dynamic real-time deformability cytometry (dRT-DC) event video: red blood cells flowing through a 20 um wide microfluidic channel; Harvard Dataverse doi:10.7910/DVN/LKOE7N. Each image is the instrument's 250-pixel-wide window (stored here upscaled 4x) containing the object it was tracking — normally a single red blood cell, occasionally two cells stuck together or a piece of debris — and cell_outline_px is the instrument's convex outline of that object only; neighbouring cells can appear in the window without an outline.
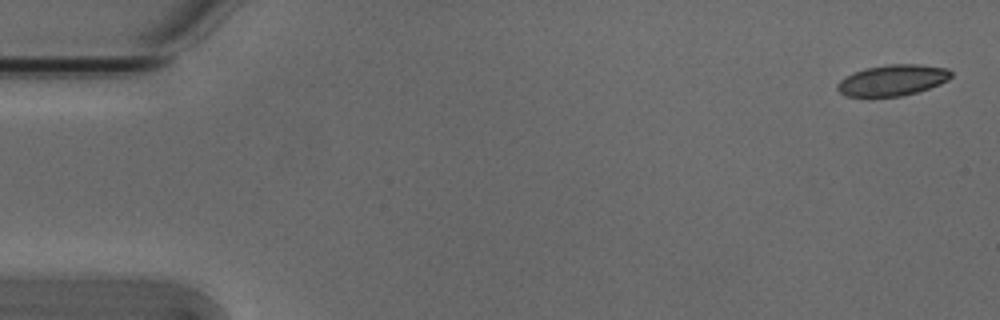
{"species": "Egyptian fruit bat (a non-hibernating species)", "species_latin": "Rousettus aegyptiacus", "temperature_condition": "cold", "stored_images_in_passage": 5, "camera_frame_rate_fps": 3000, "um_per_image_px": 0.085, "animal": {"sex": "male"}, "frame": {"image": 1, "passage_image": 1, "time_ms": 0.0, "image_size_px": [1000, 320], "cell_outline_px": [[952, 76], [948, 80], [940, 84], [916, 92], [900, 96], [872, 100], [844, 96], [836, 88], [836, 84], [840, 80], [864, 68], [888, 64], [920, 64], [948, 68], [952, 72]], "centroid_in_image_um": [75.82, 6.86], "position_along_channel_um": 9.2, "area_um2": 21.27}}
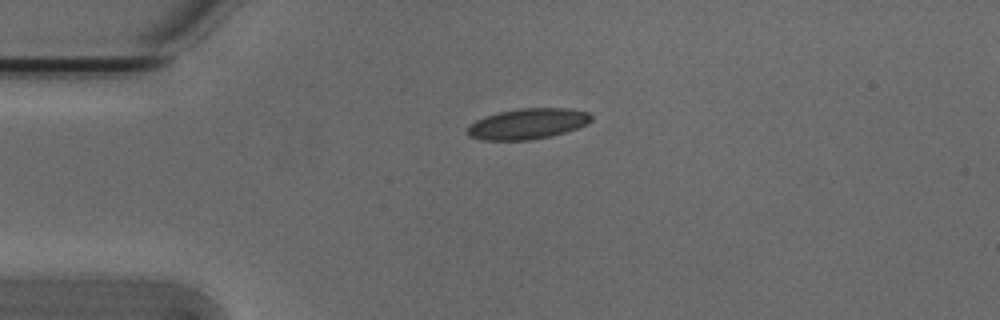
{"frame": {"image": 2, "passage_image": 4, "time_ms": 1.0, "image_size_px": [1000, 320], "cell_outline_px": [[592, 120], [588, 124], [552, 136], [528, 140], [480, 140], [468, 136], [468, 128], [476, 120], [484, 116], [500, 112], [520, 108], [568, 108], [588, 112], [592, 116]], "centroid_in_image_um": [44.87, 10.52], "position_along_channel_um": 40.1, "area_um2": 22.08}}